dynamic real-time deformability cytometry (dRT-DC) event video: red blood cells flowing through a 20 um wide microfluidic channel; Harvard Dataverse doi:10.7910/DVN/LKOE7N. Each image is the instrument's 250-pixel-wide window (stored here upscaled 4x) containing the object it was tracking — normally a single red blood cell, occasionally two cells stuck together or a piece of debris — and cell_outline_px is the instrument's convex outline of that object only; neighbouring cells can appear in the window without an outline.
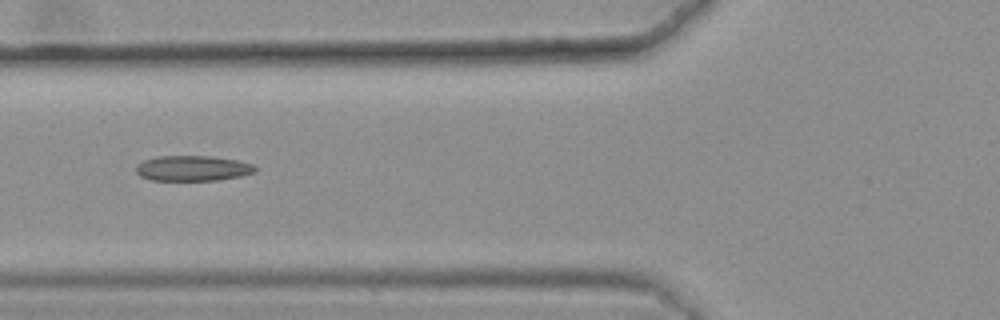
{"species": "common noctule bat (a hibernating species)", "species_latin": "Nyctalus noctula", "temperature_condition": "warm", "stored_images_in_passage": 49, "camera_frame_rate_fps": 3000, "um_per_image_px": 0.085, "animal": {"sex": "female", "body_mass_g": 25.1}, "frame": {"image": 1, "passage_image": 22, "time_ms": 7.0, "image_size_px": [1000, 320], "cell_outline_px": [[256, 172], [240, 176], [220, 180], [152, 180], [140, 176], [136, 172], [136, 164], [144, 160], [156, 156], [212, 156], [236, 160], [252, 164], [256, 168]], "centroid_in_image_um": [16.36, 14.3], "position_along_channel_um": 109.4, "area_um2": 17.63}, "authors_computed_cell_mechanics": {"area_um2": 17.5712, "velocity_mm_per_s": 3.6423, "shape_relaxation_time_tau1_ms": null, "shape_relaxation_time_tau2_ms": 6.3948, "deformation_change_tau1": null, "deformation_change_tau2": 0.1691}}